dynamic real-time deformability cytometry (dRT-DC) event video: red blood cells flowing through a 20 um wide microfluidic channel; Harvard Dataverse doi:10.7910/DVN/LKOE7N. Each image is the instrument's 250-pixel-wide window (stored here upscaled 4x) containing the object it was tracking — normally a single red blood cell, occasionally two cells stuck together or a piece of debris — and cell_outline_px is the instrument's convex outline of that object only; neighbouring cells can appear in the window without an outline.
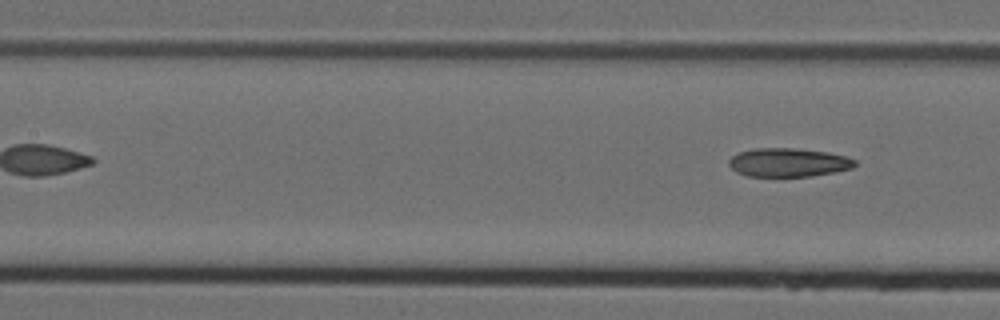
{"species": "Egyptian fruit bat (a non-hibernating species)", "species_latin": "Rousettus aegyptiacus", "temperature_condition": "cold", "stored_images_in_passage": 5, "segment_of_instrument_passage": [2, 2], "camera_frame_rate_fps": 3000, "um_per_image_px": 0.085, "animal": {"sex": "female"}, "frame": {"image": 1, "passage_image": 5, "time_ms": 1.333, "image_size_px": [1000, 320], "cell_outline_px": [[856, 164], [852, 168], [812, 176], [748, 176], [736, 172], [728, 164], [728, 160], [732, 156], [740, 152], [756, 148], [792, 148], [828, 152], [844, 156], [856, 160]], "centroid_in_image_um": [66.99, 13.81], "position_along_channel_um": 140.4, "area_um2": 20.87}}